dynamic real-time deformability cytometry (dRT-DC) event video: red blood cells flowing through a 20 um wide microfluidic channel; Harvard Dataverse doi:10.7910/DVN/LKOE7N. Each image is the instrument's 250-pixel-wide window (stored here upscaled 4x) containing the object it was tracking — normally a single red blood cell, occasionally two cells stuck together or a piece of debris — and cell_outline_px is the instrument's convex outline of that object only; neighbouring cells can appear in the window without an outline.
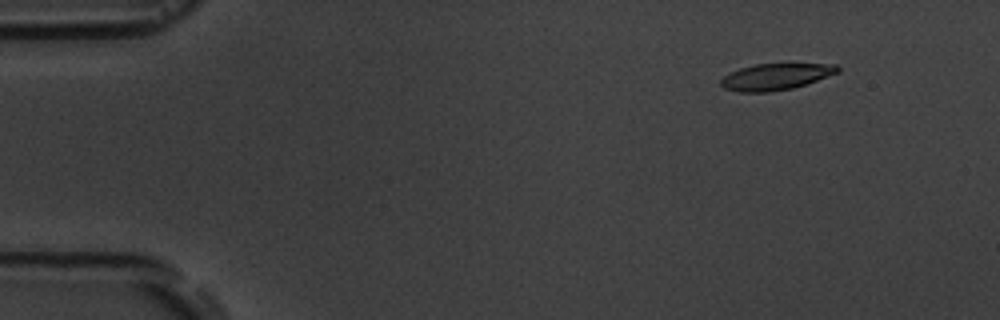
{"species": "common noctule bat (a hibernating species)", "species_latin": "Nyctalus noctula", "temperature_condition": "room temperature", "stored_images_in_passage": 4, "camera_frame_rate_fps": 3000, "um_per_image_px": 0.085, "animal": {"sex": "male", "body_mass_g": 19.5, "forearm_length_mm": 54.6}, "frame": {"image": 1, "passage_image": 2, "time_ms": 1.0, "image_size_px": [1000, 320], "cell_outline_px": [[840, 72], [792, 88], [768, 92], [740, 92], [724, 88], [720, 84], [720, 80], [724, 76], [740, 68], [756, 64], [836, 64], [840, 68]], "centroid_in_image_um": [65.93, 6.52], "position_along_channel_um": 19.1, "area_um2": 17.74}}